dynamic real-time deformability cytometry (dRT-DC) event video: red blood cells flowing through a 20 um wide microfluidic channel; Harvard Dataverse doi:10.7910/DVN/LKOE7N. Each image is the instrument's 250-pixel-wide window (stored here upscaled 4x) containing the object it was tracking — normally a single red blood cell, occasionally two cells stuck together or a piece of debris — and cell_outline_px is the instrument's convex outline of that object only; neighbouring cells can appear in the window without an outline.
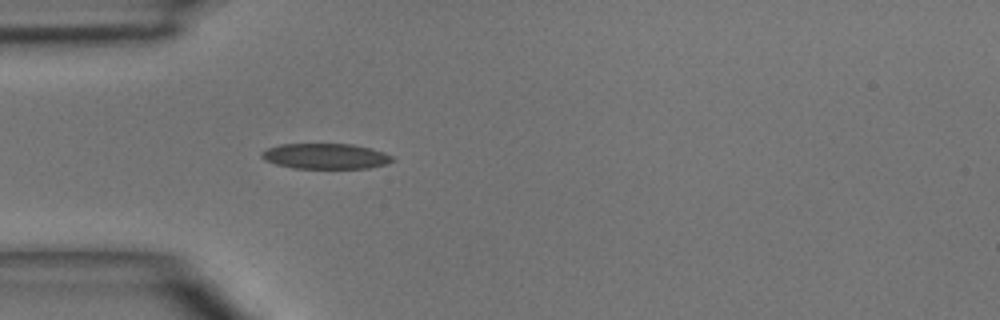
{"species": "common noctule bat (a hibernating species)", "species_latin": "Nyctalus noctula", "temperature_condition": "room temperature", "stored_images_in_passage": 1, "camera_frame_rate_fps": 3000, "um_per_image_px": 0.085, "animal": {"sex": "male", "body_mass_g": 15.6}, "frame": {"image": 1, "passage_image": 1, "time_ms": 0.0, "image_size_px": [1000, 320], "cell_outline_px": [[396, 160], [384, 164], [368, 168], [292, 168], [276, 164], [264, 160], [260, 156], [260, 152], [268, 148], [280, 144], [352, 144], [372, 148], [384, 152], [392, 156]], "centroid_in_image_um": [27.66, 13.27], "position_along_channel_um": 57.3, "area_um2": 19.48}}